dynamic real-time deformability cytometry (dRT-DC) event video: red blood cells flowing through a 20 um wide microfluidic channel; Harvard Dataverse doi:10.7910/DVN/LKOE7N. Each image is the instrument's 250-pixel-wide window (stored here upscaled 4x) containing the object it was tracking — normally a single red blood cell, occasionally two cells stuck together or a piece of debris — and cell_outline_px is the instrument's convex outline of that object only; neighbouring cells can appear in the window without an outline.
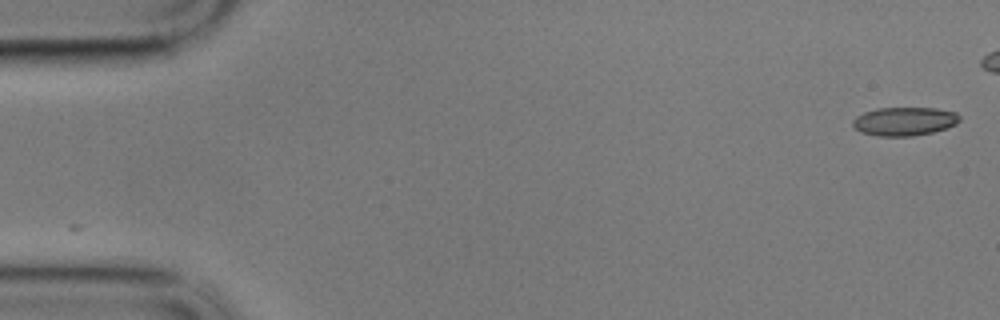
{"species": "common noctule bat (a hibernating species)", "species_latin": "Nyctalus noctula", "temperature_condition": "cold", "stored_images_in_passage": 48, "camera_frame_rate_fps": 3000, "um_per_image_px": 0.085, "animal": {"sex": "male", "body_mass_g": 17.9}, "frame": {"image": 1, "passage_image": 1, "time_ms": 0.0, "image_size_px": [1000, 320], "cell_outline_px": [[960, 120], [956, 124], [932, 132], [912, 136], [880, 136], [860, 132], [852, 124], [852, 120], [856, 116], [864, 112], [876, 108], [936, 108], [956, 112], [960, 116]], "centroid_in_image_um": [76.86, 10.3], "position_along_channel_um": 8.1, "area_um2": 17.74}}
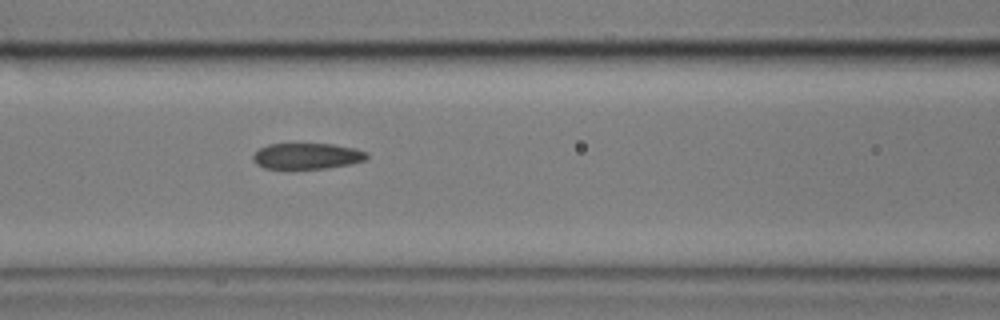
{"frame": {"image": 2, "passage_image": 24, "time_ms": 7.667, "image_size_px": [1000, 320], "cell_outline_px": [[368, 156], [364, 160], [348, 164], [328, 168], [264, 168], [256, 164], [252, 160], [252, 156], [260, 148], [268, 144], [332, 144], [356, 148], [368, 152]], "centroid_in_image_um": [26.09, 13.26], "position_along_channel_um": 140.5, "area_um2": 17.11}}
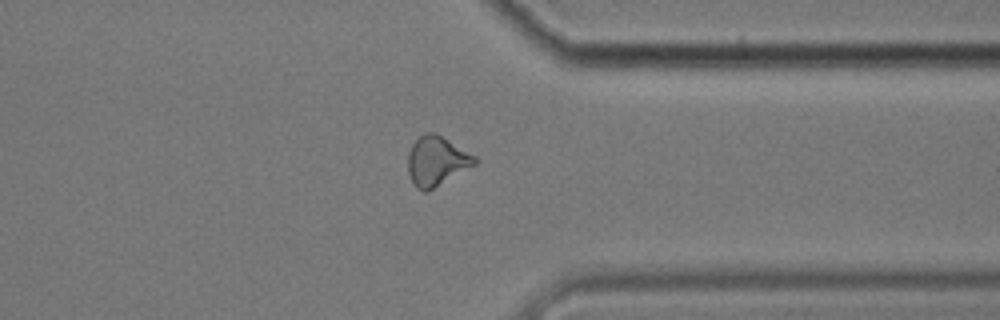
{"frame": {"image": 3, "passage_image": 45, "time_ms": 14.667, "image_size_px": [1000, 320], "cell_outline_px": [[480, 160], [476, 164], [428, 192], [424, 192], [416, 188], [408, 172], [408, 152], [412, 144], [424, 132], [436, 132], [476, 156]], "centroid_in_image_um": [37.12, 13.68], "position_along_channel_um": 374.3, "area_um2": 19.48}}